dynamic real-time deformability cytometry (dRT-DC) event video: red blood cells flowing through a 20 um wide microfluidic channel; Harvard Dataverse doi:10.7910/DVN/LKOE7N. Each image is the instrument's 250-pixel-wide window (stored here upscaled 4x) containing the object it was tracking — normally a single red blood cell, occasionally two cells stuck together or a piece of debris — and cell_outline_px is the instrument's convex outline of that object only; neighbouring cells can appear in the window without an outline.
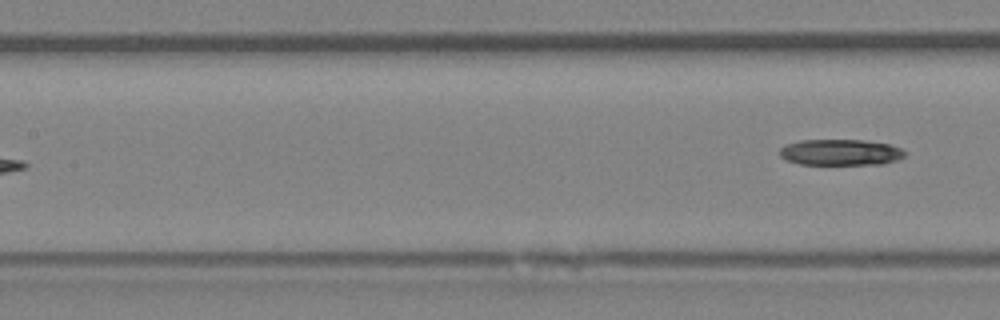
{"species": "Egyptian fruit bat (a non-hibernating species)", "species_latin": "Rousettus aegyptiacus", "temperature_condition": "room temperature", "stored_images_in_passage": 8, "segment_of_instrument_passage": [2, 2], "camera_frame_rate_fps": 3000, "um_per_image_px": 0.085, "animal": {"sex": "female"}, "frame": {"image": 1, "passage_image": 8, "time_ms": 8.333, "image_size_px": [1000, 320], "cell_outline_px": [[904, 156], [896, 160], [880, 164], [800, 164], [788, 160], [780, 156], [780, 148], [784, 144], [800, 140], [864, 140], [888, 144], [900, 148], [904, 152]], "centroid_in_image_um": [71.4, 12.94], "position_along_channel_um": 136.0, "area_um2": 18.84}}